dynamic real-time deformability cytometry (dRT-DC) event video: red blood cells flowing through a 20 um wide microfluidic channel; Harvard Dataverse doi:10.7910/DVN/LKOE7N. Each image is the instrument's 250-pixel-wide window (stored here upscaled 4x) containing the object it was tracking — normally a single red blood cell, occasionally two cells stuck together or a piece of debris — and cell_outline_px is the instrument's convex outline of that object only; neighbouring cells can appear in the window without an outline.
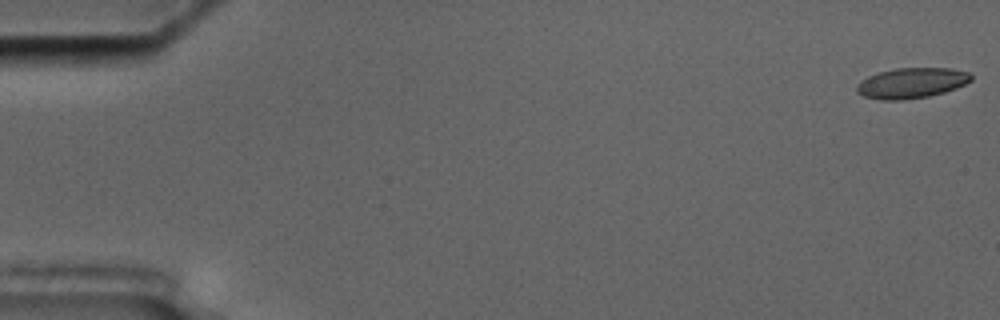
{"species": "common noctule bat (a hibernating species)", "species_latin": "Nyctalus noctula", "temperature_condition": "cold", "stored_images_in_passage": 57, "camera_frame_rate_fps": 3000, "um_per_image_px": 0.085, "animal": {"sex": "male", "body_mass_g": 17.5, "forearm_length_mm": 52.3}, "frame": {"image": 1, "passage_image": 1, "time_ms": 0.0, "image_size_px": [1000, 320], "cell_outline_px": [[972, 80], [956, 88], [944, 92], [928, 96], [904, 100], [880, 100], [864, 96], [856, 92], [856, 84], [860, 80], [868, 76], [880, 72], [896, 68], [952, 68], [968, 72], [972, 76]], "centroid_in_image_um": [77.46, 7.06], "position_along_channel_um": 7.5, "area_um2": 20.35}}
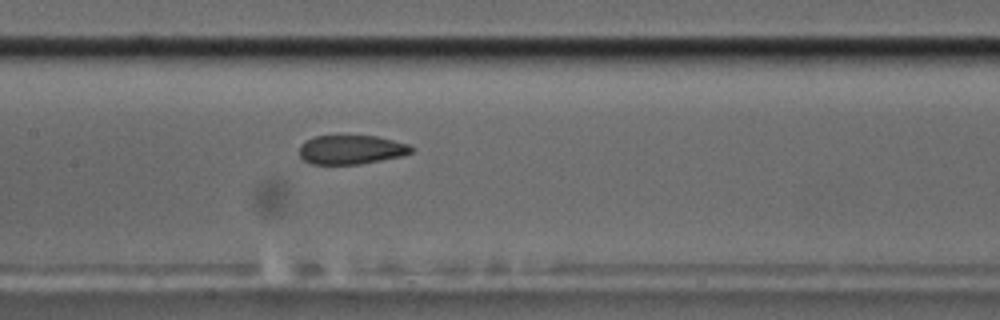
{"frame": {"image": 2, "passage_image": 28, "time_ms": 9.0, "image_size_px": [1000, 320], "cell_outline_px": [[412, 152], [404, 156], [360, 164], [312, 164], [304, 160], [300, 156], [300, 144], [316, 136], [376, 136], [408, 144], [412, 148]], "centroid_in_image_um": [29.86, 12.73], "position_along_channel_um": 177.5, "area_um2": 18.84}}
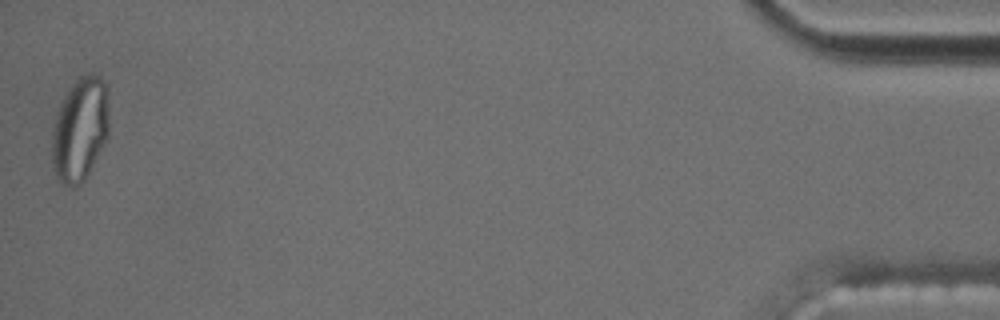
{"frame": {"image": 3, "passage_image": 57, "time_ms": 18.667, "image_size_px": [1000, 320], "cell_outline_px": [[108, 136], [84, 180], [76, 184], [64, 184], [56, 176], [52, 164], [52, 132], [56, 116], [60, 104], [68, 88], [80, 76], [92, 72], [100, 76], [108, 84]], "centroid_in_image_um": [6.82, 10.91], "position_along_channel_um": 428.4, "area_um2": 34.45}, "authors_computed_cell_mechanics": {"area_um2": 20.6346, "velocity_mm_per_s": 3.5253, "shape_relaxation_time_tau1_ms": null, "shape_relaxation_time_tau2_ms": 1.677, "deformation_change_tau1": null, "deformation_change_tau2": 0.0732}}